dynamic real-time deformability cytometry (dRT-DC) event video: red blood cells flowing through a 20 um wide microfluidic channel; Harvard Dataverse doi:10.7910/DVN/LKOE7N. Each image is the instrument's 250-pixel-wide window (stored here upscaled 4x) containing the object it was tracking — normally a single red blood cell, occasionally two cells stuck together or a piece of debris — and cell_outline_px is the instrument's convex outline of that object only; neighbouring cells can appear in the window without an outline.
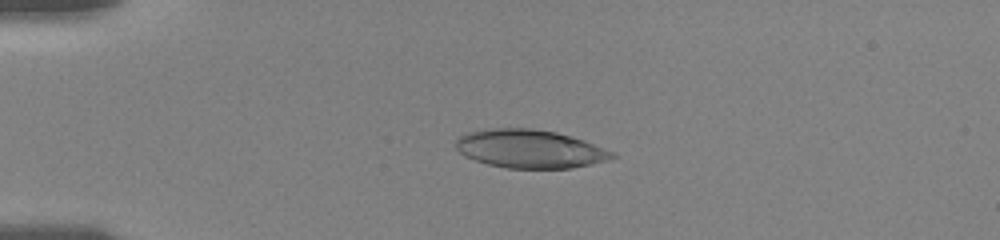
{"species": "human", "species_latin": "Homo sapiens", "temperature_condition": "room temperature", "stored_images_in_passage": 59, "camera_frame_rate_fps": 3000, "um_per_image_px": 0.085, "donor": {"sex": "female"}, "frame": {"image": 1, "passage_image": 15, "time_ms": 4.333, "image_size_px": [1000, 240], "cell_outline_px": [[616, 156], [608, 160], [592, 164], [572, 168], [508, 168], [488, 164], [464, 156], [456, 148], [456, 140], [460, 136], [468, 132], [488, 128], [532, 128], [556, 132], [584, 140], [616, 152]], "centroid_in_image_um": [45.06, 12.65], "position_along_channel_um": 39.9, "area_um2": 35.03}}
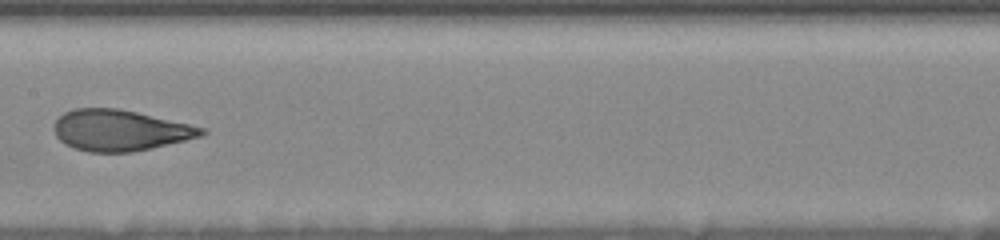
{"frame": {"image": 2, "passage_image": 40, "time_ms": 9.667, "image_size_px": [1000, 240], "cell_outline_px": [[208, 132], [200, 136], [152, 148], [132, 152], [88, 152], [72, 148], [64, 144], [56, 136], [52, 128], [56, 120], [64, 112], [76, 108], [120, 108], [208, 128]], "centroid_in_image_um": [10.18, 11.07], "position_along_channel_um": 197.2, "area_um2": 35.49}}
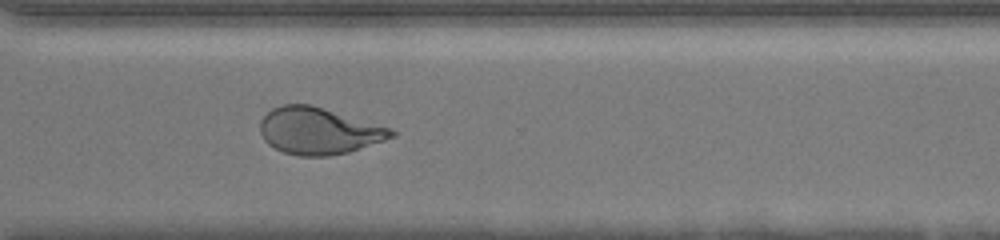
{"frame": {"image": 3, "passage_image": 58, "time_ms": 13.667, "image_size_px": [1000, 240], "cell_outline_px": [[396, 136], [348, 152], [328, 156], [300, 156], [284, 152], [268, 144], [264, 140], [260, 132], [260, 120], [272, 108], [280, 104], [312, 104], [392, 128], [396, 132]], "centroid_in_image_um": [27.09, 11.11], "position_along_channel_um": 343.5, "area_um2": 35.84}}